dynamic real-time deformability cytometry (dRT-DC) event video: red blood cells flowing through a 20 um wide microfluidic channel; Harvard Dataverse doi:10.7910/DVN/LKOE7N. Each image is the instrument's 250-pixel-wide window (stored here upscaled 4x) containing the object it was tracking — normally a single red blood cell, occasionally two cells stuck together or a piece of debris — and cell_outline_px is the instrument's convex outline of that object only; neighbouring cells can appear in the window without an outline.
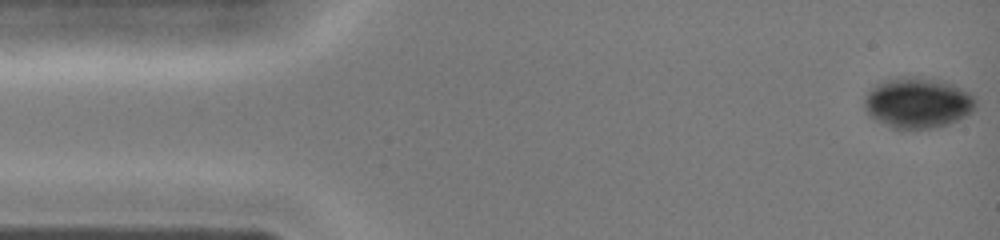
{"species": "common noctule bat (a hibernating species)", "species_latin": "Nyctalus noctula", "temperature_condition": "cold", "stored_images_in_passage": 12, "camera_frame_rate_fps": 3000, "um_per_image_px": 0.085, "animal": {"sex": "female", "body_mass_g": 19.0, "forearm_length_mm": 51.5}, "frame": {"image": 1, "passage_image": 1, "time_ms": 0.0, "image_size_px": [1000, 240], "cell_outline_px": [[976, 108], [972, 112], [948, 124], [936, 128], [892, 128], [868, 116], [864, 104], [864, 100], [868, 92], [876, 84], [884, 80], [896, 76], [920, 76], [944, 80], [976, 96]], "centroid_in_image_um": [78.01, 8.71], "position_along_channel_um": 7.0, "area_um2": 33.18}}